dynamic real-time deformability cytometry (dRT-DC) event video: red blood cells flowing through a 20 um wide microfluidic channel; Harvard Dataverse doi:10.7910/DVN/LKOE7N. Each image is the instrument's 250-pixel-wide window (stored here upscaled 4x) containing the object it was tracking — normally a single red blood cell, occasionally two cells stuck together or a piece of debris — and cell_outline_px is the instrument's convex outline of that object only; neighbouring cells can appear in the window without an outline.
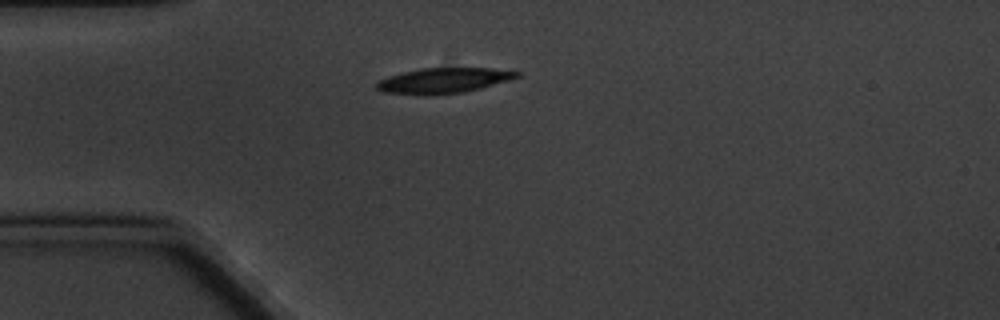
{"species": "common noctule bat (a hibernating species)", "species_latin": "Nyctalus noctula", "temperature_condition": "cold", "stored_images_in_passage": 6, "camera_frame_rate_fps": 3000, "um_per_image_px": 0.085, "animal": {"sex": "male", "body_mass_g": 20.1, "forearm_length_mm": 53.5}, "frame": {"image": 1, "passage_image": 1, "time_ms": 0.0, "image_size_px": [1000, 320], "cell_outline_px": [[520, 76], [508, 80], [480, 88], [464, 92], [384, 92], [376, 88], [376, 80], [388, 76], [420, 68], [488, 68], [520, 72]], "centroid_in_image_um": [37.72, 6.79], "position_along_channel_um": 47.3, "area_um2": 19.54}}